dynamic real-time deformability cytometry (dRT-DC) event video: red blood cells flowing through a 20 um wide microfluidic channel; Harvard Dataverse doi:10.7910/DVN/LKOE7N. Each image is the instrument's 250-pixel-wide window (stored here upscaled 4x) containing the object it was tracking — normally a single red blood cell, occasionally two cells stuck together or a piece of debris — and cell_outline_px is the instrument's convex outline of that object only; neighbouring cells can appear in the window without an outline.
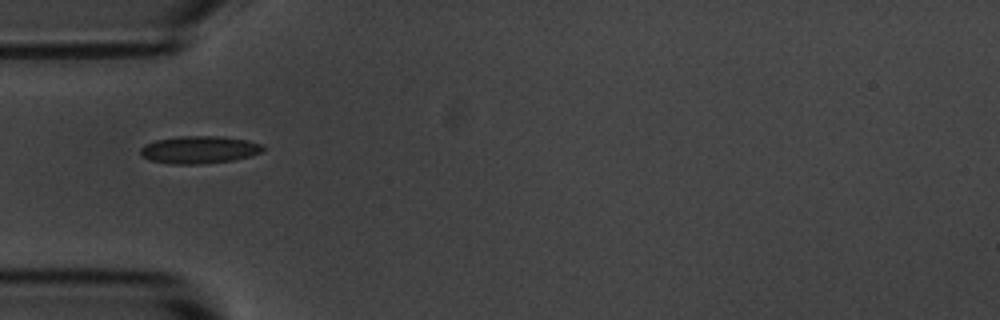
{"species": "common noctule bat (a hibernating species)", "species_latin": "Nyctalus noctula", "temperature_condition": "room temperature", "stored_images_in_passage": 5, "camera_frame_rate_fps": 3000, "um_per_image_px": 0.085, "animal": {"sex": "male", "body_mass_g": 20.1, "forearm_length_mm": 53.5}, "frame": {"image": 1, "passage_image": 1, "time_ms": 0.0, "image_size_px": [1000, 320], "cell_outline_px": [[264, 148], [260, 152], [252, 156], [232, 160], [200, 164], [172, 164], [148, 160], [140, 156], [140, 148], [144, 144], [156, 140], [180, 136], [224, 136], [248, 140], [264, 144]], "centroid_in_image_um": [16.92, 12.72], "position_along_channel_um": 68.1, "area_um2": 19.88}}
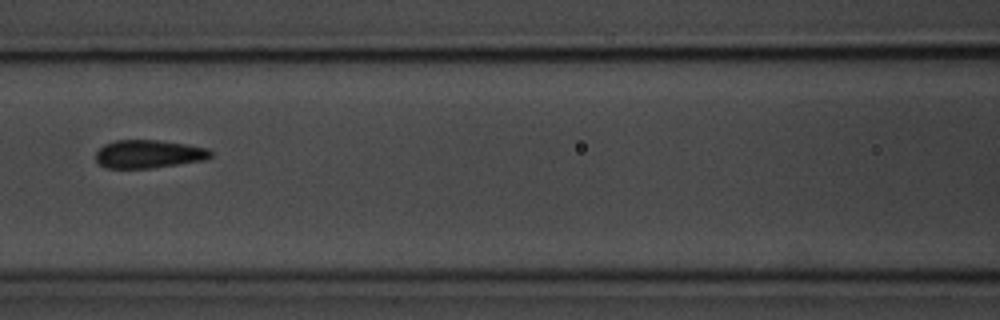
{"frame": {"image": 2, "passage_image": 3, "time_ms": 2.333, "image_size_px": [1000, 320], "cell_outline_px": [[212, 156], [204, 160], [152, 168], [104, 168], [96, 160], [96, 152], [104, 144], [116, 140], [156, 140], [184, 144], [208, 148], [212, 152]], "centroid_in_image_um": [12.62, 13.09], "position_along_channel_um": 154.0, "area_um2": 18.79}}
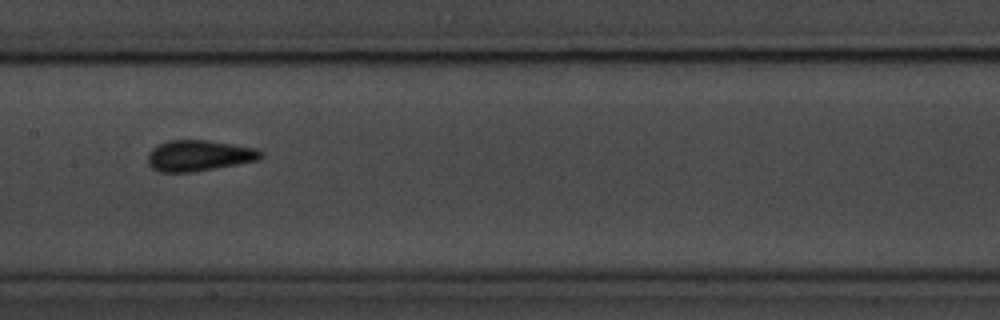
{"frame": {"image": 3, "passage_image": 4, "time_ms": 3.333, "image_size_px": [1000, 320], "cell_outline_px": [[264, 156], [260, 160], [216, 168], [192, 172], [160, 172], [152, 168], [148, 164], [148, 152], [152, 148], [168, 140], [208, 140], [256, 148], [264, 152]], "centroid_in_image_um": [16.94, 13.23], "position_along_channel_um": 190.5, "area_um2": 20.52}}